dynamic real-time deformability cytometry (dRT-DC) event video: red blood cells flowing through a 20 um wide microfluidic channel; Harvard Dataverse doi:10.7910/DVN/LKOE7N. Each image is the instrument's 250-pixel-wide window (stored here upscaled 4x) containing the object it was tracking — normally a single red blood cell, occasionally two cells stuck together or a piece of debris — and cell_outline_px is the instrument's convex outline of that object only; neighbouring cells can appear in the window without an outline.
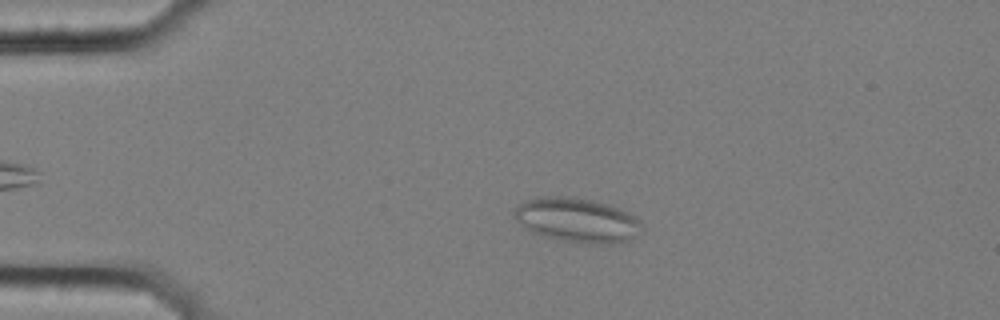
{"species": "common noctule bat (a hibernating species)", "species_latin": "Nyctalus noctula", "temperature_condition": "cold", "stored_images_in_passage": 4, "camera_frame_rate_fps": 3000, "um_per_image_px": 0.085, "animal": {"sex": "female", "body_mass_g": 25.1}, "frame": {"image": 1, "passage_image": 3, "time_ms": 0.667, "image_size_px": [1000, 320], "cell_outline_px": [[644, 232], [640, 236], [624, 244], [588, 244], [564, 240], [544, 236], [532, 232], [516, 220], [512, 216], [512, 208], [516, 204], [524, 200], [540, 196], [576, 196], [608, 204], [628, 212], [640, 220], [644, 228]], "centroid_in_image_um": [49.1, 18.71], "position_along_channel_um": 35.9, "area_um2": 34.04}}